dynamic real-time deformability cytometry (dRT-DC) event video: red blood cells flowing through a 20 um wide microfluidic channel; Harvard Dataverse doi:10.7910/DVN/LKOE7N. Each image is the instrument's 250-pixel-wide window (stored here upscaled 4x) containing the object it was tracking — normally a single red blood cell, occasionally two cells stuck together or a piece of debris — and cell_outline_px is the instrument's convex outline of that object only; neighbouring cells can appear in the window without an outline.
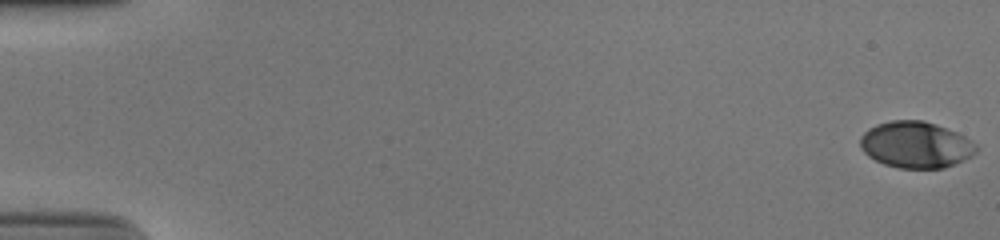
{"species": "human", "species_latin": "Homo sapiens", "temperature_condition": "cold", "stored_images_in_passage": 52, "camera_frame_rate_fps": 3000, "um_per_image_px": 0.085, "donor": {"sex": "male"}, "frame": {"image": 1, "passage_image": 1, "time_ms": 0.0, "image_size_px": [1000, 240], "cell_outline_px": [[980, 148], [972, 156], [956, 164], [944, 168], [900, 168], [884, 164], [868, 156], [860, 148], [860, 136], [868, 128], [876, 124], [892, 120], [924, 120], [936, 124], [956, 132], [972, 140]], "centroid_in_image_um": [77.86, 12.3], "position_along_channel_um": 7.1, "area_um2": 31.67}}
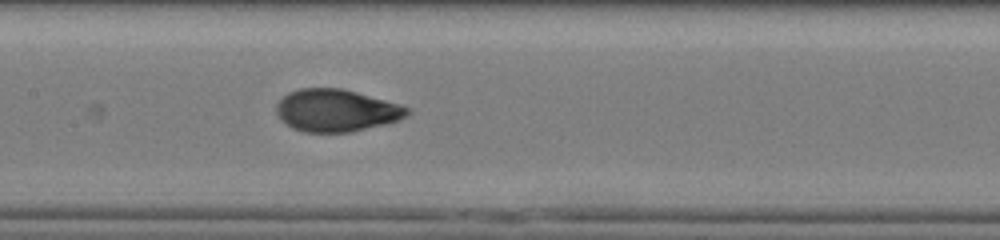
{"frame": {"image": 2, "passage_image": 28, "time_ms": 9.0, "image_size_px": [1000, 240], "cell_outline_px": [[412, 112], [400, 120], [352, 132], [304, 132], [292, 128], [280, 120], [276, 112], [276, 104], [288, 92], [300, 88], [340, 88], [356, 92], [400, 104], [408, 108]], "centroid_in_image_um": [28.57, 9.39], "position_along_channel_um": 178.8, "area_um2": 32.31}}
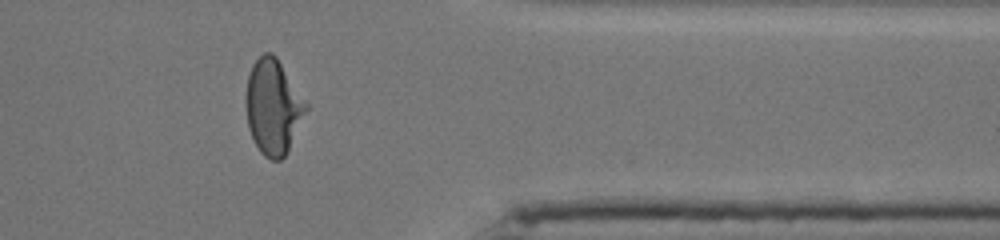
{"frame": {"image": 3, "passage_image": 45, "time_ms": 14.667, "image_size_px": [1000, 240], "cell_outline_px": [[308, 108], [288, 152], [280, 160], [272, 160], [264, 156], [260, 152], [248, 128], [244, 100], [248, 76], [252, 64], [264, 52], [272, 52], [276, 56], [308, 104]], "centroid_in_image_um": [23.2, 9.08], "position_along_channel_um": 388.2, "area_um2": 33.41}, "authors_computed_cell_mechanics": {"area_um2": 31.8478, "velocity_mm_per_s": 3.9128, "shape_relaxation_time_tau1_ms": 5.5321, "shape_relaxation_time_tau2_ms": null, "deformation_change_tau1": 0.2124, "deformation_change_tau2": null}}